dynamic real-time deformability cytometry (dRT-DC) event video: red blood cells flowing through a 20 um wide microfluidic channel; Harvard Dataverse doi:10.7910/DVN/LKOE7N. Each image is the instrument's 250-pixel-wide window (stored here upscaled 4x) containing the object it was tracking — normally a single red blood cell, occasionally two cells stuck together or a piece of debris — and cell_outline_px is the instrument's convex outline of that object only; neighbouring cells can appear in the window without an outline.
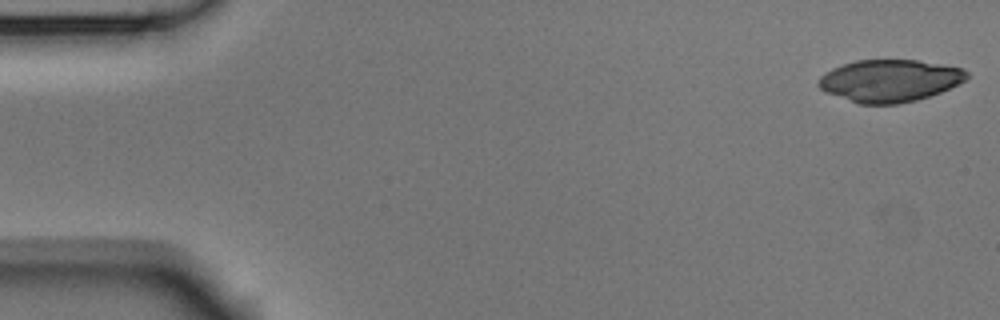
{"species": "Egyptian fruit bat (a non-hibernating species)", "species_latin": "Rousettus aegyptiacus", "temperature_condition": "room temperature", "stored_images_in_passage": 48, "camera_frame_rate_fps": 3000, "um_per_image_px": 0.085, "animal": {"sex": "male"}, "frame": {"image": 1, "passage_image": 1, "time_ms": 0.0, "image_size_px": [1000, 320], "cell_outline_px": [[968, 76], [964, 80], [940, 92], [916, 100], [896, 104], [860, 104], [824, 92], [816, 84], [820, 76], [832, 68], [856, 60], [916, 60], [964, 68], [968, 72]], "centroid_in_image_um": [75.58, 6.85], "position_along_channel_um": 9.4, "area_um2": 36.3}}